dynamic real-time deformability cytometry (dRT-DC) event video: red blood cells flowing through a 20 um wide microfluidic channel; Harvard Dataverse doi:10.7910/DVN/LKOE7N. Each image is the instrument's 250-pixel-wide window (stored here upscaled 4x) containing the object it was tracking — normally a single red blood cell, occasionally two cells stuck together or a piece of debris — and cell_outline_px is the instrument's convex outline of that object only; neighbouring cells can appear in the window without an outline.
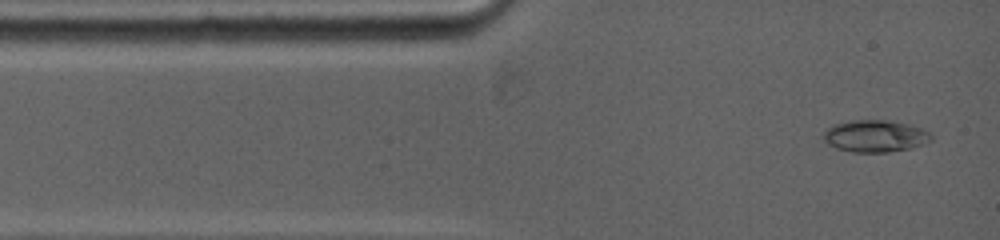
{"species": "common noctule bat (a hibernating species)", "species_latin": "Nyctalus noctula", "temperature_condition": "warm", "stored_images_in_passage": 6, "camera_frame_rate_fps": 5000, "um_per_image_px": 0.085, "animal": {"sex": "female", "body_mass_g": 19.0, "forearm_length_mm": 53.3}, "frame": {"image": 1, "passage_image": 1, "time_ms": 0.0, "image_size_px": [1000, 240], "cell_outline_px": [[932, 140], [924, 144], [912, 148], [888, 152], [852, 152], [836, 148], [828, 144], [820, 136], [832, 124], [852, 120], [888, 120], [908, 124], [932, 132]], "centroid_in_image_um": [74.38, 11.56], "position_along_channel_um": 10.6, "area_um2": 20.35}}
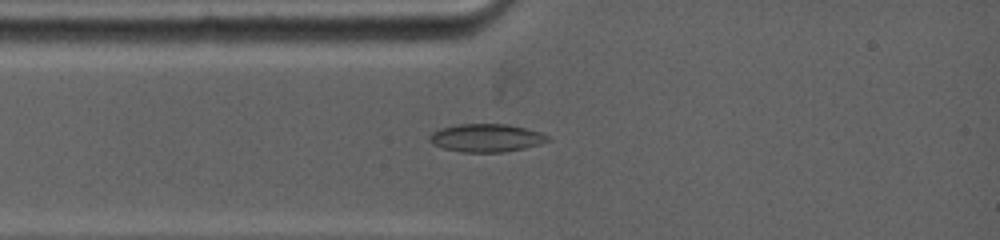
{"frame": {"image": 2, "passage_image": 5, "time_ms": 1.8, "image_size_px": [1000, 240], "cell_outline_px": [[552, 140], [540, 144], [524, 148], [504, 152], [460, 152], [444, 148], [432, 144], [428, 140], [428, 136], [432, 132], [440, 128], [460, 124], [508, 124], [540, 132], [548, 136]], "centroid_in_image_um": [41.32, 11.72], "position_along_channel_um": 43.7, "area_um2": 19.36}}